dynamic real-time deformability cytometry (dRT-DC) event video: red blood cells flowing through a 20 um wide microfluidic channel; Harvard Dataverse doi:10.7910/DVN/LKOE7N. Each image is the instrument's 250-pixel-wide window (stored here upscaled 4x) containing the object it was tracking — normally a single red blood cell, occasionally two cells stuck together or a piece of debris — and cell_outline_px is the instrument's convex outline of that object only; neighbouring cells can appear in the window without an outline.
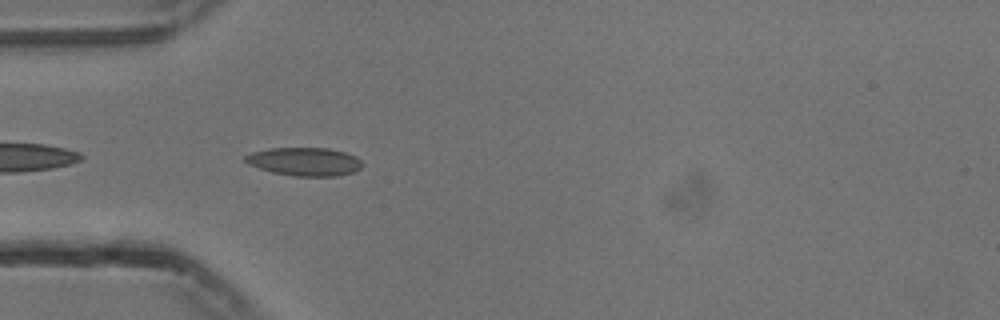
{"species": "common noctule bat (a hibernating species)", "species_latin": "Nyctalus noctula", "temperature_condition": "cold", "stored_images_in_passage": 40, "camera_frame_rate_fps": 3000, "um_per_image_px": 0.085, "animal": {"sex": "male", "body_mass_g": 13.3}, "frame": {"image": 1, "passage_image": 2, "time_ms": 0.333, "image_size_px": [1000, 320], "cell_outline_px": [[364, 164], [356, 172], [336, 176], [296, 176], [272, 172], [248, 164], [244, 160], [244, 156], [252, 152], [268, 148], [328, 148], [344, 152], [356, 156]], "centroid_in_image_um": [25.91, 13.73], "position_along_channel_um": 59.1, "area_um2": 19.36}}
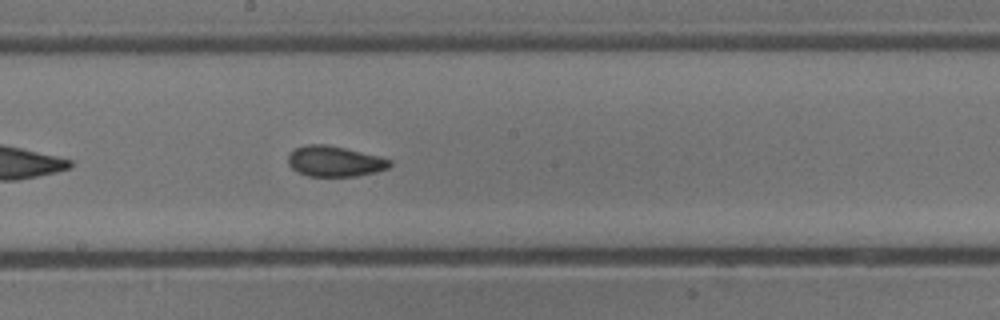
{"frame": {"image": 2, "passage_image": 15, "time_ms": 4.667, "image_size_px": [1000, 320], "cell_outline_px": [[392, 164], [388, 168], [376, 172], [356, 176], [308, 176], [292, 168], [288, 164], [288, 152], [296, 148], [308, 144], [324, 144], [344, 148], [380, 156], [392, 160]], "centroid_in_image_um": [28.46, 13.71], "position_along_channel_um": 219.7, "area_um2": 18.09}}
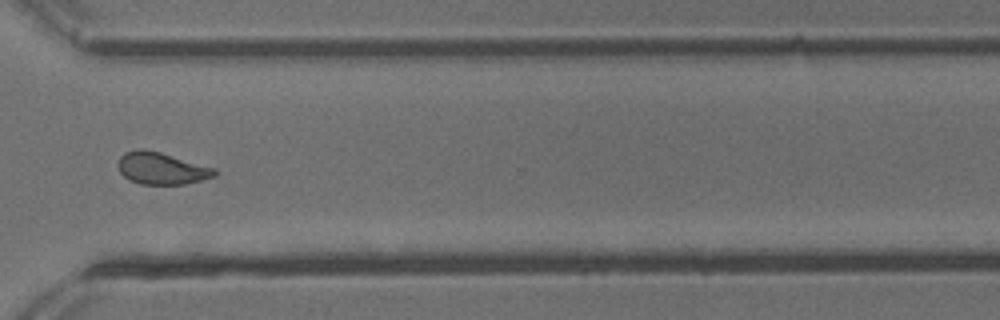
{"frame": {"image": 3, "passage_image": 26, "time_ms": 8.333, "image_size_px": [1000, 320], "cell_outline_px": [[216, 176], [184, 184], [140, 184], [128, 180], [120, 172], [116, 164], [120, 156], [124, 152], [136, 148], [144, 148], [160, 152], [216, 168]], "centroid_in_image_um": [13.68, 14.29], "position_along_channel_um": 356.9, "area_um2": 18.21}, "authors_computed_cell_mechanics": {"area_um2": 18.0336, "velocity_mm_per_s": 3.7492, "shape_relaxation_time_tau1_ms": null, "shape_relaxation_time_tau2_ms": 2.1372, "deformation_change_tau1": null, "deformation_change_tau2": 0.0692}}